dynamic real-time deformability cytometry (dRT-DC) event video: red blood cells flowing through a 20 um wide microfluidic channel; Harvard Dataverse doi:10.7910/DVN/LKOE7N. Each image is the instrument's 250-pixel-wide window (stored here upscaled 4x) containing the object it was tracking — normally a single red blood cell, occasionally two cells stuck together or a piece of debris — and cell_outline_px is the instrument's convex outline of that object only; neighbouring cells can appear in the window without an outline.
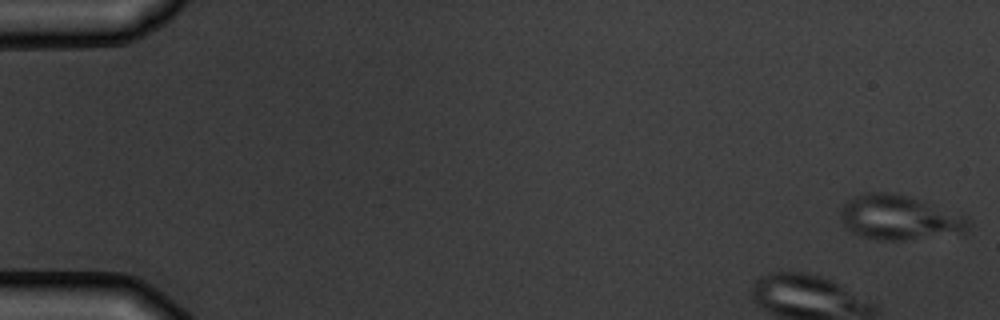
{"species": "common noctule bat (a hibernating species)", "species_latin": "Nyctalus noctula", "temperature_condition": "warm", "stored_images_in_passage": 9, "camera_frame_rate_fps": 3000, "um_per_image_px": 0.085, "animal": {"sex": "male", "body_mass_g": 19.5, "forearm_length_mm": 54.6}, "frame": {"image": 1, "passage_image": 1, "time_ms": 0.0, "image_size_px": [1000, 320], "cell_outline_px": [[972, 224], [964, 232], [904, 240], [880, 240], [864, 236], [852, 232], [844, 228], [840, 216], [840, 208], [848, 200], [864, 192], [896, 192], [968, 216], [972, 220]], "centroid_in_image_um": [76.43, 18.48], "position_along_channel_um": 8.6, "area_um2": 33.35}}